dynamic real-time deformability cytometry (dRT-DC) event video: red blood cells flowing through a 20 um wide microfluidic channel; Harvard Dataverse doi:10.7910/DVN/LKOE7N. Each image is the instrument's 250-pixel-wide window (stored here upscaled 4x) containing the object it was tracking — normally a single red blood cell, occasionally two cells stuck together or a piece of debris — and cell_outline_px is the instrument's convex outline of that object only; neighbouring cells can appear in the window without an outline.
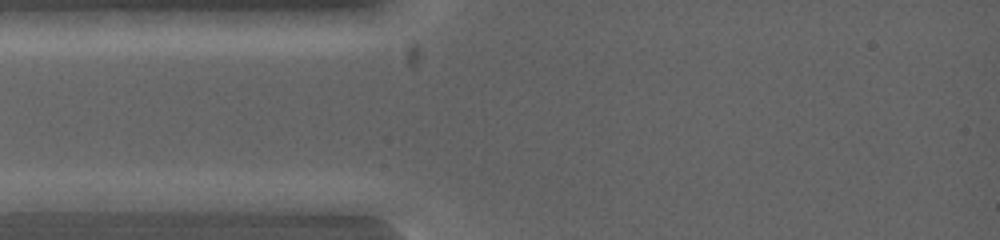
{"species": "common noctule bat (a hibernating species)", "species_latin": "Nyctalus noctula", "temperature_condition": "warm", "stored_images_in_passage": 3, "segment_of_instrument_passage": [1, 2], "camera_frame_rate_fps": 5000, "um_per_image_px": 0.085, "animal": {"sex": "female", "body_mass_g": 19.0, "forearm_length_mm": 53.3}, "frame": {"image": 1, "passage_image": 1, "time_ms": 0.0, "image_size_px": [1000, 240], "cell_outline_px": [[124, 200], [96, 208], [60, 212], [16, 212], [16, 204], [20, 200], [80, 192], [108, 192]], "centroid_in_image_um": [5.71, 17.2], "position_along_channel_um": 79.3, "area_um2": 10.98}}